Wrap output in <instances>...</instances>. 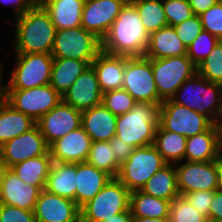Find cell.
<instances>
[{
	"label": "cell",
	"mask_w": 222,
	"mask_h": 222,
	"mask_svg": "<svg viewBox=\"0 0 222 222\" xmlns=\"http://www.w3.org/2000/svg\"><path fill=\"white\" fill-rule=\"evenodd\" d=\"M61 101L62 96L50 84L31 89H8L7 102L35 122Z\"/></svg>",
	"instance_id": "cell-12"
},
{
	"label": "cell",
	"mask_w": 222,
	"mask_h": 222,
	"mask_svg": "<svg viewBox=\"0 0 222 222\" xmlns=\"http://www.w3.org/2000/svg\"><path fill=\"white\" fill-rule=\"evenodd\" d=\"M171 99L177 104L207 116L214 124L222 110L220 84L208 81L198 72L183 82Z\"/></svg>",
	"instance_id": "cell-4"
},
{
	"label": "cell",
	"mask_w": 222,
	"mask_h": 222,
	"mask_svg": "<svg viewBox=\"0 0 222 222\" xmlns=\"http://www.w3.org/2000/svg\"><path fill=\"white\" fill-rule=\"evenodd\" d=\"M208 219L222 222V193L219 191H216L213 197Z\"/></svg>",
	"instance_id": "cell-47"
},
{
	"label": "cell",
	"mask_w": 222,
	"mask_h": 222,
	"mask_svg": "<svg viewBox=\"0 0 222 222\" xmlns=\"http://www.w3.org/2000/svg\"><path fill=\"white\" fill-rule=\"evenodd\" d=\"M173 27L177 36L187 49L197 38V36L203 31L199 15H194L186 21Z\"/></svg>",
	"instance_id": "cell-42"
},
{
	"label": "cell",
	"mask_w": 222,
	"mask_h": 222,
	"mask_svg": "<svg viewBox=\"0 0 222 222\" xmlns=\"http://www.w3.org/2000/svg\"><path fill=\"white\" fill-rule=\"evenodd\" d=\"M41 155L51 154L49 145L37 124L29 131L16 136L0 147V156L7 168Z\"/></svg>",
	"instance_id": "cell-13"
},
{
	"label": "cell",
	"mask_w": 222,
	"mask_h": 222,
	"mask_svg": "<svg viewBox=\"0 0 222 222\" xmlns=\"http://www.w3.org/2000/svg\"><path fill=\"white\" fill-rule=\"evenodd\" d=\"M149 34L144 28L138 10L128 0L101 41V50L112 55L144 56Z\"/></svg>",
	"instance_id": "cell-1"
},
{
	"label": "cell",
	"mask_w": 222,
	"mask_h": 222,
	"mask_svg": "<svg viewBox=\"0 0 222 222\" xmlns=\"http://www.w3.org/2000/svg\"><path fill=\"white\" fill-rule=\"evenodd\" d=\"M113 177L88 162L76 163V205L81 208L93 199Z\"/></svg>",
	"instance_id": "cell-22"
},
{
	"label": "cell",
	"mask_w": 222,
	"mask_h": 222,
	"mask_svg": "<svg viewBox=\"0 0 222 222\" xmlns=\"http://www.w3.org/2000/svg\"><path fill=\"white\" fill-rule=\"evenodd\" d=\"M138 10L144 28L150 35L168 26L162 0H130Z\"/></svg>",
	"instance_id": "cell-34"
},
{
	"label": "cell",
	"mask_w": 222,
	"mask_h": 222,
	"mask_svg": "<svg viewBox=\"0 0 222 222\" xmlns=\"http://www.w3.org/2000/svg\"><path fill=\"white\" fill-rule=\"evenodd\" d=\"M14 54H51L56 27L36 2L25 14L14 18Z\"/></svg>",
	"instance_id": "cell-2"
},
{
	"label": "cell",
	"mask_w": 222,
	"mask_h": 222,
	"mask_svg": "<svg viewBox=\"0 0 222 222\" xmlns=\"http://www.w3.org/2000/svg\"><path fill=\"white\" fill-rule=\"evenodd\" d=\"M202 28L214 35L219 40L222 39V0L199 15Z\"/></svg>",
	"instance_id": "cell-41"
},
{
	"label": "cell",
	"mask_w": 222,
	"mask_h": 222,
	"mask_svg": "<svg viewBox=\"0 0 222 222\" xmlns=\"http://www.w3.org/2000/svg\"><path fill=\"white\" fill-rule=\"evenodd\" d=\"M109 143L114 152L116 162L120 166L128 160V157L135 149L133 146L124 143L123 140H120L117 136L112 137Z\"/></svg>",
	"instance_id": "cell-45"
},
{
	"label": "cell",
	"mask_w": 222,
	"mask_h": 222,
	"mask_svg": "<svg viewBox=\"0 0 222 222\" xmlns=\"http://www.w3.org/2000/svg\"><path fill=\"white\" fill-rule=\"evenodd\" d=\"M117 116L103 104L82 111L81 127L91 141H109L116 136Z\"/></svg>",
	"instance_id": "cell-23"
},
{
	"label": "cell",
	"mask_w": 222,
	"mask_h": 222,
	"mask_svg": "<svg viewBox=\"0 0 222 222\" xmlns=\"http://www.w3.org/2000/svg\"><path fill=\"white\" fill-rule=\"evenodd\" d=\"M186 141L185 136L164 130L158 124L153 145L167 164H177L184 160Z\"/></svg>",
	"instance_id": "cell-33"
},
{
	"label": "cell",
	"mask_w": 222,
	"mask_h": 222,
	"mask_svg": "<svg viewBox=\"0 0 222 222\" xmlns=\"http://www.w3.org/2000/svg\"><path fill=\"white\" fill-rule=\"evenodd\" d=\"M86 162L116 178L120 165L116 162L109 141H92Z\"/></svg>",
	"instance_id": "cell-35"
},
{
	"label": "cell",
	"mask_w": 222,
	"mask_h": 222,
	"mask_svg": "<svg viewBox=\"0 0 222 222\" xmlns=\"http://www.w3.org/2000/svg\"><path fill=\"white\" fill-rule=\"evenodd\" d=\"M122 89H125L136 102L161 104L153 77L151 58L127 56Z\"/></svg>",
	"instance_id": "cell-11"
},
{
	"label": "cell",
	"mask_w": 222,
	"mask_h": 222,
	"mask_svg": "<svg viewBox=\"0 0 222 222\" xmlns=\"http://www.w3.org/2000/svg\"><path fill=\"white\" fill-rule=\"evenodd\" d=\"M160 104L136 102L129 112L117 116L116 136L134 148L153 145Z\"/></svg>",
	"instance_id": "cell-3"
},
{
	"label": "cell",
	"mask_w": 222,
	"mask_h": 222,
	"mask_svg": "<svg viewBox=\"0 0 222 222\" xmlns=\"http://www.w3.org/2000/svg\"><path fill=\"white\" fill-rule=\"evenodd\" d=\"M158 124L164 130L189 138L203 133L214 123L207 116L167 99L159 106Z\"/></svg>",
	"instance_id": "cell-10"
},
{
	"label": "cell",
	"mask_w": 222,
	"mask_h": 222,
	"mask_svg": "<svg viewBox=\"0 0 222 222\" xmlns=\"http://www.w3.org/2000/svg\"><path fill=\"white\" fill-rule=\"evenodd\" d=\"M2 4L13 5L15 18L25 14L35 3L36 0H0Z\"/></svg>",
	"instance_id": "cell-46"
},
{
	"label": "cell",
	"mask_w": 222,
	"mask_h": 222,
	"mask_svg": "<svg viewBox=\"0 0 222 222\" xmlns=\"http://www.w3.org/2000/svg\"><path fill=\"white\" fill-rule=\"evenodd\" d=\"M88 66L89 64L86 61L70 58H54L50 85L63 96Z\"/></svg>",
	"instance_id": "cell-30"
},
{
	"label": "cell",
	"mask_w": 222,
	"mask_h": 222,
	"mask_svg": "<svg viewBox=\"0 0 222 222\" xmlns=\"http://www.w3.org/2000/svg\"><path fill=\"white\" fill-rule=\"evenodd\" d=\"M220 40L207 31H202L187 49V56L198 66Z\"/></svg>",
	"instance_id": "cell-39"
},
{
	"label": "cell",
	"mask_w": 222,
	"mask_h": 222,
	"mask_svg": "<svg viewBox=\"0 0 222 222\" xmlns=\"http://www.w3.org/2000/svg\"><path fill=\"white\" fill-rule=\"evenodd\" d=\"M187 55V48L177 36L173 26L162 27L149 35L145 57L151 59Z\"/></svg>",
	"instance_id": "cell-26"
},
{
	"label": "cell",
	"mask_w": 222,
	"mask_h": 222,
	"mask_svg": "<svg viewBox=\"0 0 222 222\" xmlns=\"http://www.w3.org/2000/svg\"><path fill=\"white\" fill-rule=\"evenodd\" d=\"M127 1L85 0L81 26L102 41Z\"/></svg>",
	"instance_id": "cell-15"
},
{
	"label": "cell",
	"mask_w": 222,
	"mask_h": 222,
	"mask_svg": "<svg viewBox=\"0 0 222 222\" xmlns=\"http://www.w3.org/2000/svg\"><path fill=\"white\" fill-rule=\"evenodd\" d=\"M91 138L82 127L57 139L49 146L52 162H85L91 146Z\"/></svg>",
	"instance_id": "cell-19"
},
{
	"label": "cell",
	"mask_w": 222,
	"mask_h": 222,
	"mask_svg": "<svg viewBox=\"0 0 222 222\" xmlns=\"http://www.w3.org/2000/svg\"><path fill=\"white\" fill-rule=\"evenodd\" d=\"M222 193V162L218 159L217 160V189Z\"/></svg>",
	"instance_id": "cell-51"
},
{
	"label": "cell",
	"mask_w": 222,
	"mask_h": 222,
	"mask_svg": "<svg viewBox=\"0 0 222 222\" xmlns=\"http://www.w3.org/2000/svg\"><path fill=\"white\" fill-rule=\"evenodd\" d=\"M101 51V40L82 26L56 30L51 52L53 58L86 61L89 65Z\"/></svg>",
	"instance_id": "cell-7"
},
{
	"label": "cell",
	"mask_w": 222,
	"mask_h": 222,
	"mask_svg": "<svg viewBox=\"0 0 222 222\" xmlns=\"http://www.w3.org/2000/svg\"><path fill=\"white\" fill-rule=\"evenodd\" d=\"M175 168L180 196L198 190L217 189V160L179 162Z\"/></svg>",
	"instance_id": "cell-14"
},
{
	"label": "cell",
	"mask_w": 222,
	"mask_h": 222,
	"mask_svg": "<svg viewBox=\"0 0 222 222\" xmlns=\"http://www.w3.org/2000/svg\"><path fill=\"white\" fill-rule=\"evenodd\" d=\"M221 129L213 124L203 133L187 138L184 161L207 162L218 160Z\"/></svg>",
	"instance_id": "cell-24"
},
{
	"label": "cell",
	"mask_w": 222,
	"mask_h": 222,
	"mask_svg": "<svg viewBox=\"0 0 222 222\" xmlns=\"http://www.w3.org/2000/svg\"><path fill=\"white\" fill-rule=\"evenodd\" d=\"M141 191L156 198L173 201L180 196L175 164H167L145 183Z\"/></svg>",
	"instance_id": "cell-29"
},
{
	"label": "cell",
	"mask_w": 222,
	"mask_h": 222,
	"mask_svg": "<svg viewBox=\"0 0 222 222\" xmlns=\"http://www.w3.org/2000/svg\"><path fill=\"white\" fill-rule=\"evenodd\" d=\"M103 93L94 68L89 65L62 96V101L84 111L102 104Z\"/></svg>",
	"instance_id": "cell-18"
},
{
	"label": "cell",
	"mask_w": 222,
	"mask_h": 222,
	"mask_svg": "<svg viewBox=\"0 0 222 222\" xmlns=\"http://www.w3.org/2000/svg\"><path fill=\"white\" fill-rule=\"evenodd\" d=\"M127 56L100 51L90 64L96 73L102 93L122 89Z\"/></svg>",
	"instance_id": "cell-21"
},
{
	"label": "cell",
	"mask_w": 222,
	"mask_h": 222,
	"mask_svg": "<svg viewBox=\"0 0 222 222\" xmlns=\"http://www.w3.org/2000/svg\"><path fill=\"white\" fill-rule=\"evenodd\" d=\"M194 15H200L215 5L219 0H188Z\"/></svg>",
	"instance_id": "cell-48"
},
{
	"label": "cell",
	"mask_w": 222,
	"mask_h": 222,
	"mask_svg": "<svg viewBox=\"0 0 222 222\" xmlns=\"http://www.w3.org/2000/svg\"><path fill=\"white\" fill-rule=\"evenodd\" d=\"M205 222H218V221H214V220H211V219H207Z\"/></svg>",
	"instance_id": "cell-56"
},
{
	"label": "cell",
	"mask_w": 222,
	"mask_h": 222,
	"mask_svg": "<svg viewBox=\"0 0 222 222\" xmlns=\"http://www.w3.org/2000/svg\"><path fill=\"white\" fill-rule=\"evenodd\" d=\"M216 125H217L220 129H222V110H221L220 116H219V118H218V120H217V122H216Z\"/></svg>",
	"instance_id": "cell-54"
},
{
	"label": "cell",
	"mask_w": 222,
	"mask_h": 222,
	"mask_svg": "<svg viewBox=\"0 0 222 222\" xmlns=\"http://www.w3.org/2000/svg\"><path fill=\"white\" fill-rule=\"evenodd\" d=\"M133 222H170L169 217L164 218H133Z\"/></svg>",
	"instance_id": "cell-52"
},
{
	"label": "cell",
	"mask_w": 222,
	"mask_h": 222,
	"mask_svg": "<svg viewBox=\"0 0 222 222\" xmlns=\"http://www.w3.org/2000/svg\"><path fill=\"white\" fill-rule=\"evenodd\" d=\"M171 201L156 198L141 190L130 193L129 210L133 218H164L169 217Z\"/></svg>",
	"instance_id": "cell-31"
},
{
	"label": "cell",
	"mask_w": 222,
	"mask_h": 222,
	"mask_svg": "<svg viewBox=\"0 0 222 222\" xmlns=\"http://www.w3.org/2000/svg\"><path fill=\"white\" fill-rule=\"evenodd\" d=\"M102 104L119 116L132 110L136 101L125 89H115L103 93Z\"/></svg>",
	"instance_id": "cell-37"
},
{
	"label": "cell",
	"mask_w": 222,
	"mask_h": 222,
	"mask_svg": "<svg viewBox=\"0 0 222 222\" xmlns=\"http://www.w3.org/2000/svg\"><path fill=\"white\" fill-rule=\"evenodd\" d=\"M130 191L112 178L100 192L80 208V222H102L129 210Z\"/></svg>",
	"instance_id": "cell-5"
},
{
	"label": "cell",
	"mask_w": 222,
	"mask_h": 222,
	"mask_svg": "<svg viewBox=\"0 0 222 222\" xmlns=\"http://www.w3.org/2000/svg\"><path fill=\"white\" fill-rule=\"evenodd\" d=\"M36 222H80V208L75 201L41 190L36 201Z\"/></svg>",
	"instance_id": "cell-17"
},
{
	"label": "cell",
	"mask_w": 222,
	"mask_h": 222,
	"mask_svg": "<svg viewBox=\"0 0 222 222\" xmlns=\"http://www.w3.org/2000/svg\"><path fill=\"white\" fill-rule=\"evenodd\" d=\"M169 26H175L194 16L188 0H162Z\"/></svg>",
	"instance_id": "cell-40"
},
{
	"label": "cell",
	"mask_w": 222,
	"mask_h": 222,
	"mask_svg": "<svg viewBox=\"0 0 222 222\" xmlns=\"http://www.w3.org/2000/svg\"><path fill=\"white\" fill-rule=\"evenodd\" d=\"M45 189L76 203V163L52 162Z\"/></svg>",
	"instance_id": "cell-27"
},
{
	"label": "cell",
	"mask_w": 222,
	"mask_h": 222,
	"mask_svg": "<svg viewBox=\"0 0 222 222\" xmlns=\"http://www.w3.org/2000/svg\"><path fill=\"white\" fill-rule=\"evenodd\" d=\"M221 145H222V129H221Z\"/></svg>",
	"instance_id": "cell-57"
},
{
	"label": "cell",
	"mask_w": 222,
	"mask_h": 222,
	"mask_svg": "<svg viewBox=\"0 0 222 222\" xmlns=\"http://www.w3.org/2000/svg\"><path fill=\"white\" fill-rule=\"evenodd\" d=\"M218 159L222 162V145L219 148V157Z\"/></svg>",
	"instance_id": "cell-55"
},
{
	"label": "cell",
	"mask_w": 222,
	"mask_h": 222,
	"mask_svg": "<svg viewBox=\"0 0 222 222\" xmlns=\"http://www.w3.org/2000/svg\"><path fill=\"white\" fill-rule=\"evenodd\" d=\"M85 0H39L38 3L49 14L56 30L81 26Z\"/></svg>",
	"instance_id": "cell-25"
},
{
	"label": "cell",
	"mask_w": 222,
	"mask_h": 222,
	"mask_svg": "<svg viewBox=\"0 0 222 222\" xmlns=\"http://www.w3.org/2000/svg\"><path fill=\"white\" fill-rule=\"evenodd\" d=\"M51 164V155H41L17 163L11 166L10 169L25 183L43 190L46 186Z\"/></svg>",
	"instance_id": "cell-32"
},
{
	"label": "cell",
	"mask_w": 222,
	"mask_h": 222,
	"mask_svg": "<svg viewBox=\"0 0 222 222\" xmlns=\"http://www.w3.org/2000/svg\"><path fill=\"white\" fill-rule=\"evenodd\" d=\"M102 222H133V217L130 211H126V212L114 215Z\"/></svg>",
	"instance_id": "cell-49"
},
{
	"label": "cell",
	"mask_w": 222,
	"mask_h": 222,
	"mask_svg": "<svg viewBox=\"0 0 222 222\" xmlns=\"http://www.w3.org/2000/svg\"><path fill=\"white\" fill-rule=\"evenodd\" d=\"M35 125L31 117L16 110L7 101L0 103V147Z\"/></svg>",
	"instance_id": "cell-28"
},
{
	"label": "cell",
	"mask_w": 222,
	"mask_h": 222,
	"mask_svg": "<svg viewBox=\"0 0 222 222\" xmlns=\"http://www.w3.org/2000/svg\"><path fill=\"white\" fill-rule=\"evenodd\" d=\"M0 222H36L34 211L0 203Z\"/></svg>",
	"instance_id": "cell-44"
},
{
	"label": "cell",
	"mask_w": 222,
	"mask_h": 222,
	"mask_svg": "<svg viewBox=\"0 0 222 222\" xmlns=\"http://www.w3.org/2000/svg\"><path fill=\"white\" fill-rule=\"evenodd\" d=\"M7 166L5 165V163L2 161V158L0 156V184L3 180V176H4V173L5 171L7 170Z\"/></svg>",
	"instance_id": "cell-53"
},
{
	"label": "cell",
	"mask_w": 222,
	"mask_h": 222,
	"mask_svg": "<svg viewBox=\"0 0 222 222\" xmlns=\"http://www.w3.org/2000/svg\"><path fill=\"white\" fill-rule=\"evenodd\" d=\"M169 219L170 222H205L207 217L199 213L183 196H178L171 202Z\"/></svg>",
	"instance_id": "cell-38"
},
{
	"label": "cell",
	"mask_w": 222,
	"mask_h": 222,
	"mask_svg": "<svg viewBox=\"0 0 222 222\" xmlns=\"http://www.w3.org/2000/svg\"><path fill=\"white\" fill-rule=\"evenodd\" d=\"M8 89H31L50 84L54 58L51 54H15Z\"/></svg>",
	"instance_id": "cell-8"
},
{
	"label": "cell",
	"mask_w": 222,
	"mask_h": 222,
	"mask_svg": "<svg viewBox=\"0 0 222 222\" xmlns=\"http://www.w3.org/2000/svg\"><path fill=\"white\" fill-rule=\"evenodd\" d=\"M82 111L61 101L44 114L36 124L46 143L50 146L57 139L81 127Z\"/></svg>",
	"instance_id": "cell-16"
},
{
	"label": "cell",
	"mask_w": 222,
	"mask_h": 222,
	"mask_svg": "<svg viewBox=\"0 0 222 222\" xmlns=\"http://www.w3.org/2000/svg\"><path fill=\"white\" fill-rule=\"evenodd\" d=\"M216 190H198L183 194L182 196L193 206L199 213L205 215L208 219L209 210Z\"/></svg>",
	"instance_id": "cell-43"
},
{
	"label": "cell",
	"mask_w": 222,
	"mask_h": 222,
	"mask_svg": "<svg viewBox=\"0 0 222 222\" xmlns=\"http://www.w3.org/2000/svg\"><path fill=\"white\" fill-rule=\"evenodd\" d=\"M197 72L212 83L222 82V43L213 48L211 53L197 66Z\"/></svg>",
	"instance_id": "cell-36"
},
{
	"label": "cell",
	"mask_w": 222,
	"mask_h": 222,
	"mask_svg": "<svg viewBox=\"0 0 222 222\" xmlns=\"http://www.w3.org/2000/svg\"><path fill=\"white\" fill-rule=\"evenodd\" d=\"M159 97L171 99L180 85L197 73V66L187 55L151 59Z\"/></svg>",
	"instance_id": "cell-9"
},
{
	"label": "cell",
	"mask_w": 222,
	"mask_h": 222,
	"mask_svg": "<svg viewBox=\"0 0 222 222\" xmlns=\"http://www.w3.org/2000/svg\"><path fill=\"white\" fill-rule=\"evenodd\" d=\"M3 66L0 61V103L7 101V96H8V82L2 84V71H3Z\"/></svg>",
	"instance_id": "cell-50"
},
{
	"label": "cell",
	"mask_w": 222,
	"mask_h": 222,
	"mask_svg": "<svg viewBox=\"0 0 222 222\" xmlns=\"http://www.w3.org/2000/svg\"><path fill=\"white\" fill-rule=\"evenodd\" d=\"M41 190L22 181L10 168L0 184V203L34 211Z\"/></svg>",
	"instance_id": "cell-20"
},
{
	"label": "cell",
	"mask_w": 222,
	"mask_h": 222,
	"mask_svg": "<svg viewBox=\"0 0 222 222\" xmlns=\"http://www.w3.org/2000/svg\"><path fill=\"white\" fill-rule=\"evenodd\" d=\"M167 163L154 145L137 147L120 166L117 179L131 192L141 190L145 183Z\"/></svg>",
	"instance_id": "cell-6"
}]
</instances>
